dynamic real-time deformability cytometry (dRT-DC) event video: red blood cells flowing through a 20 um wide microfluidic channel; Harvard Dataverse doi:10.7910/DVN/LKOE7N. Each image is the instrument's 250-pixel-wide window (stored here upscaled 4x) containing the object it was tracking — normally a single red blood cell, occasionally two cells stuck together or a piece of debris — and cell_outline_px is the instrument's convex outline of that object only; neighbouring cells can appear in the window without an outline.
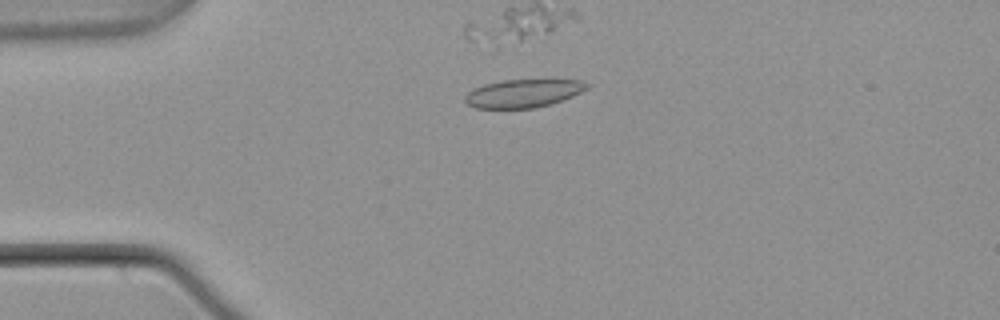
{"species": "common noctule bat (a hibernating species)", "species_latin": "Nyctalus noctula", "temperature_condition": "warm", "stored_images_in_passage": 44, "camera_frame_rate_fps": 3000, "um_per_image_px": 0.085, "animal": {"sex": "male", "body_mass_g": 21.5, "forearm_length_mm": 52.0}, "frame": {"image": 1, "passage_image": 14, "time_ms": 4.333, "image_size_px": [1000, 320], "cell_outline_px": [[592, 84], [588, 88], [572, 96], [552, 104], [532, 108], [476, 108], [468, 104], [464, 100], [464, 96], [472, 88], [484, 84], [504, 80], [584, 80]], "centroid_in_image_um": [44.48, 7.93], "position_along_channel_um": 40.5, "area_um2": 20.06}}
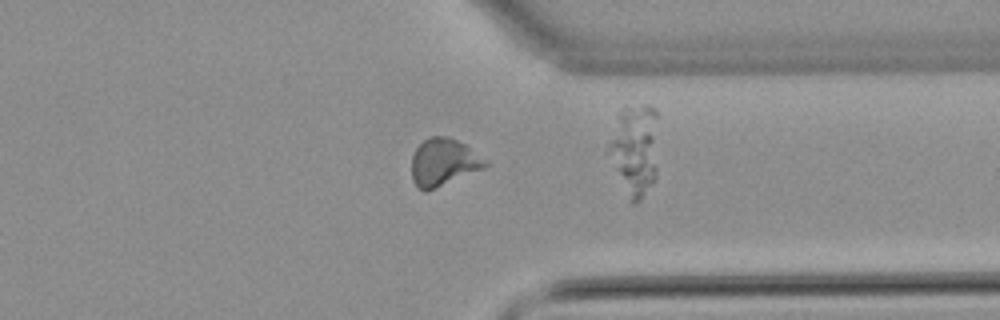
{"frame": {"image": 2, "passage_image": 43, "time_ms": 14.0, "image_size_px": [1000, 320], "cell_outline_px": [[488, 164], [484, 168], [424, 192], [412, 180], [412, 156], [416, 148], [424, 140], [432, 136], [448, 136], [464, 144], [488, 160]], "centroid_in_image_um": [37.7, 13.77], "position_along_channel_um": 373.7, "area_um2": 20.0}, "authors_computed_cell_mechanics": {"area_um2": 20.6924, "velocity_mm_per_s": 3.7765, "shape_relaxation_time_tau1_ms": null, "shape_relaxation_time_tau2_ms": 1.268, "deformation_change_tau1": null, "deformation_change_tau2": 0.091}}